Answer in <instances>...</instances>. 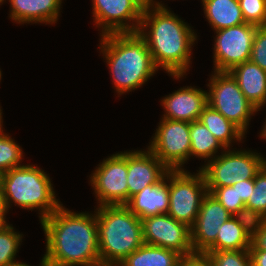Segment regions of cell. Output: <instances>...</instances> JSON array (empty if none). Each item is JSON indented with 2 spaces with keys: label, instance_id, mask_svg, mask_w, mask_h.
Wrapping results in <instances>:
<instances>
[{
  "label": "cell",
  "instance_id": "cell-36",
  "mask_svg": "<svg viewBox=\"0 0 266 266\" xmlns=\"http://www.w3.org/2000/svg\"><path fill=\"white\" fill-rule=\"evenodd\" d=\"M252 266H266V250H249Z\"/></svg>",
  "mask_w": 266,
  "mask_h": 266
},
{
  "label": "cell",
  "instance_id": "cell-41",
  "mask_svg": "<svg viewBox=\"0 0 266 266\" xmlns=\"http://www.w3.org/2000/svg\"><path fill=\"white\" fill-rule=\"evenodd\" d=\"M260 135H261V137L266 139V122H265V124L263 126V130H261V134Z\"/></svg>",
  "mask_w": 266,
  "mask_h": 266
},
{
  "label": "cell",
  "instance_id": "cell-23",
  "mask_svg": "<svg viewBox=\"0 0 266 266\" xmlns=\"http://www.w3.org/2000/svg\"><path fill=\"white\" fill-rule=\"evenodd\" d=\"M219 229L215 243L206 252L249 250L251 247V238L233 217L224 222Z\"/></svg>",
  "mask_w": 266,
  "mask_h": 266
},
{
  "label": "cell",
  "instance_id": "cell-38",
  "mask_svg": "<svg viewBox=\"0 0 266 266\" xmlns=\"http://www.w3.org/2000/svg\"><path fill=\"white\" fill-rule=\"evenodd\" d=\"M8 209L6 207L3 188L0 182V215H6Z\"/></svg>",
  "mask_w": 266,
  "mask_h": 266
},
{
  "label": "cell",
  "instance_id": "cell-12",
  "mask_svg": "<svg viewBox=\"0 0 266 266\" xmlns=\"http://www.w3.org/2000/svg\"><path fill=\"white\" fill-rule=\"evenodd\" d=\"M144 244L173 250L181 256L194 253L191 227L173 217L160 214L141 219Z\"/></svg>",
  "mask_w": 266,
  "mask_h": 266
},
{
  "label": "cell",
  "instance_id": "cell-6",
  "mask_svg": "<svg viewBox=\"0 0 266 266\" xmlns=\"http://www.w3.org/2000/svg\"><path fill=\"white\" fill-rule=\"evenodd\" d=\"M224 152V153H223ZM266 163L264 157L256 152L246 150H223L221 155L208 163L200 171L203 173L207 191L215 188L232 186L242 180L254 179L257 172Z\"/></svg>",
  "mask_w": 266,
  "mask_h": 266
},
{
  "label": "cell",
  "instance_id": "cell-25",
  "mask_svg": "<svg viewBox=\"0 0 266 266\" xmlns=\"http://www.w3.org/2000/svg\"><path fill=\"white\" fill-rule=\"evenodd\" d=\"M23 157L22 148L8 135L0 131V174L18 168Z\"/></svg>",
  "mask_w": 266,
  "mask_h": 266
},
{
  "label": "cell",
  "instance_id": "cell-42",
  "mask_svg": "<svg viewBox=\"0 0 266 266\" xmlns=\"http://www.w3.org/2000/svg\"><path fill=\"white\" fill-rule=\"evenodd\" d=\"M2 110H1V108H0V131H2L3 130V128H2V112H1Z\"/></svg>",
  "mask_w": 266,
  "mask_h": 266
},
{
  "label": "cell",
  "instance_id": "cell-17",
  "mask_svg": "<svg viewBox=\"0 0 266 266\" xmlns=\"http://www.w3.org/2000/svg\"><path fill=\"white\" fill-rule=\"evenodd\" d=\"M168 173L156 185H149L132 196L125 205L138 218L166 214L169 211Z\"/></svg>",
  "mask_w": 266,
  "mask_h": 266
},
{
  "label": "cell",
  "instance_id": "cell-9",
  "mask_svg": "<svg viewBox=\"0 0 266 266\" xmlns=\"http://www.w3.org/2000/svg\"><path fill=\"white\" fill-rule=\"evenodd\" d=\"M152 138L148 149L169 170H183L190 157V123L162 118Z\"/></svg>",
  "mask_w": 266,
  "mask_h": 266
},
{
  "label": "cell",
  "instance_id": "cell-34",
  "mask_svg": "<svg viewBox=\"0 0 266 266\" xmlns=\"http://www.w3.org/2000/svg\"><path fill=\"white\" fill-rule=\"evenodd\" d=\"M232 187H236L238 198H241V200L246 203L253 191L254 179L242 180L232 185Z\"/></svg>",
  "mask_w": 266,
  "mask_h": 266
},
{
  "label": "cell",
  "instance_id": "cell-13",
  "mask_svg": "<svg viewBox=\"0 0 266 266\" xmlns=\"http://www.w3.org/2000/svg\"><path fill=\"white\" fill-rule=\"evenodd\" d=\"M92 1L94 22L97 27L102 28L101 36L111 33L138 32L143 9L134 0ZM126 21L133 23L129 25Z\"/></svg>",
  "mask_w": 266,
  "mask_h": 266
},
{
  "label": "cell",
  "instance_id": "cell-5",
  "mask_svg": "<svg viewBox=\"0 0 266 266\" xmlns=\"http://www.w3.org/2000/svg\"><path fill=\"white\" fill-rule=\"evenodd\" d=\"M0 182L7 209L13 202L31 211L37 208L42 221L62 205L56 199L48 174L35 165L27 164L2 173Z\"/></svg>",
  "mask_w": 266,
  "mask_h": 266
},
{
  "label": "cell",
  "instance_id": "cell-35",
  "mask_svg": "<svg viewBox=\"0 0 266 266\" xmlns=\"http://www.w3.org/2000/svg\"><path fill=\"white\" fill-rule=\"evenodd\" d=\"M249 250H266V222L262 229L251 239Z\"/></svg>",
  "mask_w": 266,
  "mask_h": 266
},
{
  "label": "cell",
  "instance_id": "cell-16",
  "mask_svg": "<svg viewBox=\"0 0 266 266\" xmlns=\"http://www.w3.org/2000/svg\"><path fill=\"white\" fill-rule=\"evenodd\" d=\"M164 119L193 122L208 105V92L195 87H183L161 100Z\"/></svg>",
  "mask_w": 266,
  "mask_h": 266
},
{
  "label": "cell",
  "instance_id": "cell-2",
  "mask_svg": "<svg viewBox=\"0 0 266 266\" xmlns=\"http://www.w3.org/2000/svg\"><path fill=\"white\" fill-rule=\"evenodd\" d=\"M175 15L163 5L143 10L138 33L145 39L155 66L179 79L188 71L197 37L194 30ZM147 27L150 30L146 32Z\"/></svg>",
  "mask_w": 266,
  "mask_h": 266
},
{
  "label": "cell",
  "instance_id": "cell-40",
  "mask_svg": "<svg viewBox=\"0 0 266 266\" xmlns=\"http://www.w3.org/2000/svg\"><path fill=\"white\" fill-rule=\"evenodd\" d=\"M5 219V215H0V229L7 224V221Z\"/></svg>",
  "mask_w": 266,
  "mask_h": 266
},
{
  "label": "cell",
  "instance_id": "cell-8",
  "mask_svg": "<svg viewBox=\"0 0 266 266\" xmlns=\"http://www.w3.org/2000/svg\"><path fill=\"white\" fill-rule=\"evenodd\" d=\"M209 81L208 105L246 133L251 115L257 109L248 101L229 72L214 71Z\"/></svg>",
  "mask_w": 266,
  "mask_h": 266
},
{
  "label": "cell",
  "instance_id": "cell-30",
  "mask_svg": "<svg viewBox=\"0 0 266 266\" xmlns=\"http://www.w3.org/2000/svg\"><path fill=\"white\" fill-rule=\"evenodd\" d=\"M245 23L266 26V0H238Z\"/></svg>",
  "mask_w": 266,
  "mask_h": 266
},
{
  "label": "cell",
  "instance_id": "cell-32",
  "mask_svg": "<svg viewBox=\"0 0 266 266\" xmlns=\"http://www.w3.org/2000/svg\"><path fill=\"white\" fill-rule=\"evenodd\" d=\"M249 60L266 71V26L257 27Z\"/></svg>",
  "mask_w": 266,
  "mask_h": 266
},
{
  "label": "cell",
  "instance_id": "cell-37",
  "mask_svg": "<svg viewBox=\"0 0 266 266\" xmlns=\"http://www.w3.org/2000/svg\"><path fill=\"white\" fill-rule=\"evenodd\" d=\"M143 10L146 9H151L161 6L163 4H161L160 2L157 1H153V0H134ZM155 2V3H154Z\"/></svg>",
  "mask_w": 266,
  "mask_h": 266
},
{
  "label": "cell",
  "instance_id": "cell-4",
  "mask_svg": "<svg viewBox=\"0 0 266 266\" xmlns=\"http://www.w3.org/2000/svg\"><path fill=\"white\" fill-rule=\"evenodd\" d=\"M101 266H118L144 244L141 219L125 205L96 208Z\"/></svg>",
  "mask_w": 266,
  "mask_h": 266
},
{
  "label": "cell",
  "instance_id": "cell-29",
  "mask_svg": "<svg viewBox=\"0 0 266 266\" xmlns=\"http://www.w3.org/2000/svg\"><path fill=\"white\" fill-rule=\"evenodd\" d=\"M245 206L261 212L266 217V163L254 178V188Z\"/></svg>",
  "mask_w": 266,
  "mask_h": 266
},
{
  "label": "cell",
  "instance_id": "cell-24",
  "mask_svg": "<svg viewBox=\"0 0 266 266\" xmlns=\"http://www.w3.org/2000/svg\"><path fill=\"white\" fill-rule=\"evenodd\" d=\"M190 138V157L212 160L218 156V149H226L199 120L190 123Z\"/></svg>",
  "mask_w": 266,
  "mask_h": 266
},
{
  "label": "cell",
  "instance_id": "cell-21",
  "mask_svg": "<svg viewBox=\"0 0 266 266\" xmlns=\"http://www.w3.org/2000/svg\"><path fill=\"white\" fill-rule=\"evenodd\" d=\"M227 149L234 140L241 142L245 133L217 110L207 105L198 119Z\"/></svg>",
  "mask_w": 266,
  "mask_h": 266
},
{
  "label": "cell",
  "instance_id": "cell-11",
  "mask_svg": "<svg viewBox=\"0 0 266 266\" xmlns=\"http://www.w3.org/2000/svg\"><path fill=\"white\" fill-rule=\"evenodd\" d=\"M258 26L243 23L217 30L214 42V70L229 72L235 66L250 59Z\"/></svg>",
  "mask_w": 266,
  "mask_h": 266
},
{
  "label": "cell",
  "instance_id": "cell-33",
  "mask_svg": "<svg viewBox=\"0 0 266 266\" xmlns=\"http://www.w3.org/2000/svg\"><path fill=\"white\" fill-rule=\"evenodd\" d=\"M178 266H212L208 256L205 253H192L181 256Z\"/></svg>",
  "mask_w": 266,
  "mask_h": 266
},
{
  "label": "cell",
  "instance_id": "cell-31",
  "mask_svg": "<svg viewBox=\"0 0 266 266\" xmlns=\"http://www.w3.org/2000/svg\"><path fill=\"white\" fill-rule=\"evenodd\" d=\"M233 216L240 208L245 206V203L238 198L236 187L225 186L222 188H215L211 193Z\"/></svg>",
  "mask_w": 266,
  "mask_h": 266
},
{
  "label": "cell",
  "instance_id": "cell-10",
  "mask_svg": "<svg viewBox=\"0 0 266 266\" xmlns=\"http://www.w3.org/2000/svg\"><path fill=\"white\" fill-rule=\"evenodd\" d=\"M90 183L99 206L126 205L129 201L127 151L103 160L92 173Z\"/></svg>",
  "mask_w": 266,
  "mask_h": 266
},
{
  "label": "cell",
  "instance_id": "cell-18",
  "mask_svg": "<svg viewBox=\"0 0 266 266\" xmlns=\"http://www.w3.org/2000/svg\"><path fill=\"white\" fill-rule=\"evenodd\" d=\"M229 73L248 101L259 111L266 104V71L248 60L232 68Z\"/></svg>",
  "mask_w": 266,
  "mask_h": 266
},
{
  "label": "cell",
  "instance_id": "cell-7",
  "mask_svg": "<svg viewBox=\"0 0 266 266\" xmlns=\"http://www.w3.org/2000/svg\"><path fill=\"white\" fill-rule=\"evenodd\" d=\"M196 174L183 170L168 172L169 211L176 221L192 227L199 213L204 196L208 193L205 178L199 170Z\"/></svg>",
  "mask_w": 266,
  "mask_h": 266
},
{
  "label": "cell",
  "instance_id": "cell-26",
  "mask_svg": "<svg viewBox=\"0 0 266 266\" xmlns=\"http://www.w3.org/2000/svg\"><path fill=\"white\" fill-rule=\"evenodd\" d=\"M22 237V234L14 231L8 223L0 229V266L16 262L15 256Z\"/></svg>",
  "mask_w": 266,
  "mask_h": 266
},
{
  "label": "cell",
  "instance_id": "cell-27",
  "mask_svg": "<svg viewBox=\"0 0 266 266\" xmlns=\"http://www.w3.org/2000/svg\"><path fill=\"white\" fill-rule=\"evenodd\" d=\"M212 266H252L249 250L205 252Z\"/></svg>",
  "mask_w": 266,
  "mask_h": 266
},
{
  "label": "cell",
  "instance_id": "cell-14",
  "mask_svg": "<svg viewBox=\"0 0 266 266\" xmlns=\"http://www.w3.org/2000/svg\"><path fill=\"white\" fill-rule=\"evenodd\" d=\"M232 217L226 208L210 193L202 199L198 216L191 227L194 253H205L216 241L219 228Z\"/></svg>",
  "mask_w": 266,
  "mask_h": 266
},
{
  "label": "cell",
  "instance_id": "cell-39",
  "mask_svg": "<svg viewBox=\"0 0 266 266\" xmlns=\"http://www.w3.org/2000/svg\"><path fill=\"white\" fill-rule=\"evenodd\" d=\"M6 266H30L26 263H22V262H14V263H11V264H8ZM40 266H44V263H43V260L41 261V265Z\"/></svg>",
  "mask_w": 266,
  "mask_h": 266
},
{
  "label": "cell",
  "instance_id": "cell-20",
  "mask_svg": "<svg viewBox=\"0 0 266 266\" xmlns=\"http://www.w3.org/2000/svg\"><path fill=\"white\" fill-rule=\"evenodd\" d=\"M202 5L215 31L245 23L238 0H202Z\"/></svg>",
  "mask_w": 266,
  "mask_h": 266
},
{
  "label": "cell",
  "instance_id": "cell-1",
  "mask_svg": "<svg viewBox=\"0 0 266 266\" xmlns=\"http://www.w3.org/2000/svg\"><path fill=\"white\" fill-rule=\"evenodd\" d=\"M46 236L44 266H101L96 212H71L63 205L41 222Z\"/></svg>",
  "mask_w": 266,
  "mask_h": 266
},
{
  "label": "cell",
  "instance_id": "cell-15",
  "mask_svg": "<svg viewBox=\"0 0 266 266\" xmlns=\"http://www.w3.org/2000/svg\"><path fill=\"white\" fill-rule=\"evenodd\" d=\"M170 170L147 148L127 151L129 199L149 185L161 182Z\"/></svg>",
  "mask_w": 266,
  "mask_h": 266
},
{
  "label": "cell",
  "instance_id": "cell-19",
  "mask_svg": "<svg viewBox=\"0 0 266 266\" xmlns=\"http://www.w3.org/2000/svg\"><path fill=\"white\" fill-rule=\"evenodd\" d=\"M10 18L23 23H56L62 0H9Z\"/></svg>",
  "mask_w": 266,
  "mask_h": 266
},
{
  "label": "cell",
  "instance_id": "cell-28",
  "mask_svg": "<svg viewBox=\"0 0 266 266\" xmlns=\"http://www.w3.org/2000/svg\"><path fill=\"white\" fill-rule=\"evenodd\" d=\"M232 217L251 239L262 229L266 222V217L261 212L247 206L240 208Z\"/></svg>",
  "mask_w": 266,
  "mask_h": 266
},
{
  "label": "cell",
  "instance_id": "cell-22",
  "mask_svg": "<svg viewBox=\"0 0 266 266\" xmlns=\"http://www.w3.org/2000/svg\"><path fill=\"white\" fill-rule=\"evenodd\" d=\"M180 257L173 250L143 244L118 266H178Z\"/></svg>",
  "mask_w": 266,
  "mask_h": 266
},
{
  "label": "cell",
  "instance_id": "cell-3",
  "mask_svg": "<svg viewBox=\"0 0 266 266\" xmlns=\"http://www.w3.org/2000/svg\"><path fill=\"white\" fill-rule=\"evenodd\" d=\"M101 37L100 49L120 95L141 87L158 71L145 39L138 32L111 33Z\"/></svg>",
  "mask_w": 266,
  "mask_h": 266
}]
</instances>
